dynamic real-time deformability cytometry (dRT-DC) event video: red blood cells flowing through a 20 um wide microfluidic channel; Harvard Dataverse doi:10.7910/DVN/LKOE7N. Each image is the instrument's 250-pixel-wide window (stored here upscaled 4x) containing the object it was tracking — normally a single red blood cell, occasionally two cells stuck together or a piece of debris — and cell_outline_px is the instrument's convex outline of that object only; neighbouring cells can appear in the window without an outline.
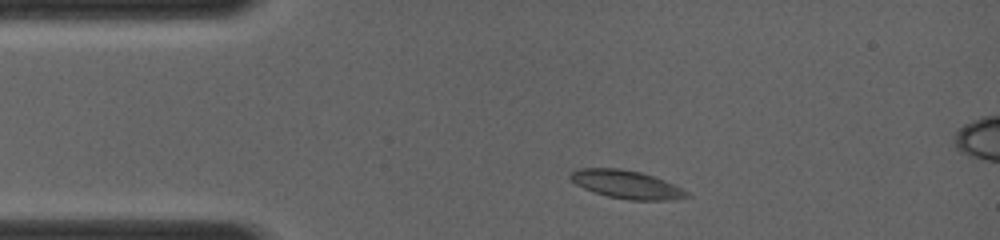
{"species": "common noctule bat (a hibernating species)", "species_latin": "Nyctalus noctula", "temperature_condition": "room temperature", "stored_images_in_passage": 8, "camera_frame_rate_fps": 4000, "um_per_image_px": 0.085, "animal": {"sex": "female", "body_mass_g": 19.0, "forearm_length_mm": 56.7}, "frame": {"image": 1, "passage_image": 1, "time_ms": 0.0, "image_size_px": [1000, 240], "cell_outline_px": [[692, 196], [668, 200], [628, 200], [608, 196], [584, 188], [576, 184], [568, 176], [576, 168], [620, 168], [640, 172], [664, 180], [688, 192]], "centroid_in_image_um": [53.24, 15.67], "position_along_channel_um": 31.8, "area_um2": 18.9}}
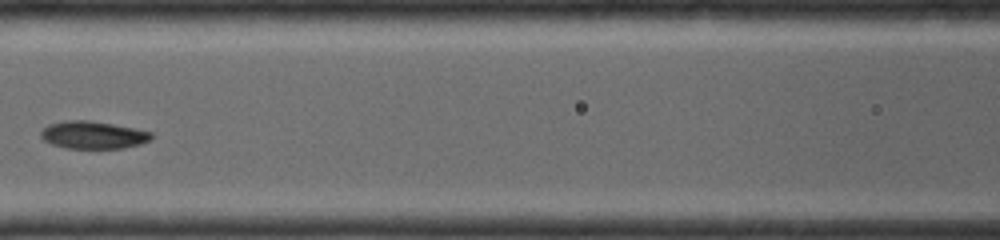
{"frame": {"image": 2, "passage_image": 5, "time_ms": 3.5, "image_size_px": [1000, 240], "cell_outline_px": [[152, 140], [140, 144], [124, 148], [64, 148], [52, 144], [44, 140], [40, 136], [40, 132], [48, 124], [64, 120], [88, 120], [112, 124], [152, 132]], "centroid_in_image_um": [7.89, 11.47], "position_along_channel_um": 158.7, "area_um2": 17.74}}
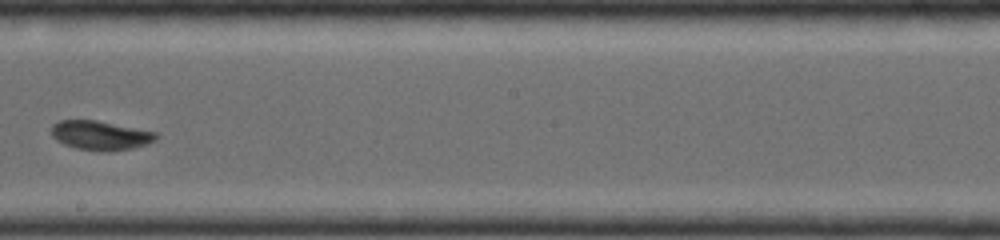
{"frame": {"image": 3, "passage_image": 7, "time_ms": 5.25, "image_size_px": [1000, 240], "cell_outline_px": [[160, 136], [156, 140], [148, 144], [132, 148], [76, 148], [64, 144], [56, 140], [52, 136], [52, 124], [60, 120], [96, 120], [156, 132]], "centroid_in_image_um": [8.54, 11.45], "position_along_channel_um": 239.7, "area_um2": 17.05}}